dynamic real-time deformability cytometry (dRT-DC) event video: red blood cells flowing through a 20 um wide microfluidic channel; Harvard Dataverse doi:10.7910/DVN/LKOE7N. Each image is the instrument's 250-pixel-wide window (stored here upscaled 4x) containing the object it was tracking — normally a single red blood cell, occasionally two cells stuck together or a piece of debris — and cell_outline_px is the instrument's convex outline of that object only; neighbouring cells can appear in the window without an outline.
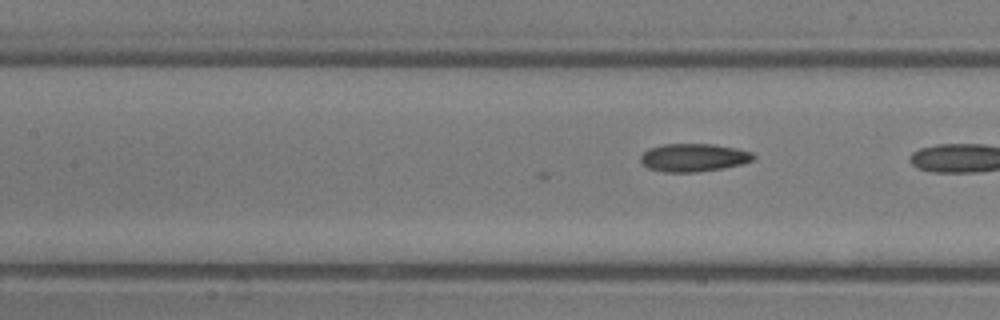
{"species": "common noctule bat (a hibernating species)", "species_latin": "Nyctalus noctula", "temperature_condition": "room temperature", "stored_images_in_passage": 11, "camera_frame_rate_fps": 3000, "um_per_image_px": 0.085, "animal": {"sex": "male", "body_mass_g": 13.3}, "frame": {"image": 1, "passage_image": 7, "time_ms": 2.0, "image_size_px": [1000, 320], "cell_outline_px": [[756, 156], [752, 160], [740, 164], [724, 168], [696, 172], [664, 172], [648, 168], [640, 160], [640, 156], [648, 148], [664, 144], [716, 144], [736, 148], [752, 152]], "centroid_in_image_um": [58.95, 13.39], "position_along_channel_um": 148.4, "area_um2": 18.44}}